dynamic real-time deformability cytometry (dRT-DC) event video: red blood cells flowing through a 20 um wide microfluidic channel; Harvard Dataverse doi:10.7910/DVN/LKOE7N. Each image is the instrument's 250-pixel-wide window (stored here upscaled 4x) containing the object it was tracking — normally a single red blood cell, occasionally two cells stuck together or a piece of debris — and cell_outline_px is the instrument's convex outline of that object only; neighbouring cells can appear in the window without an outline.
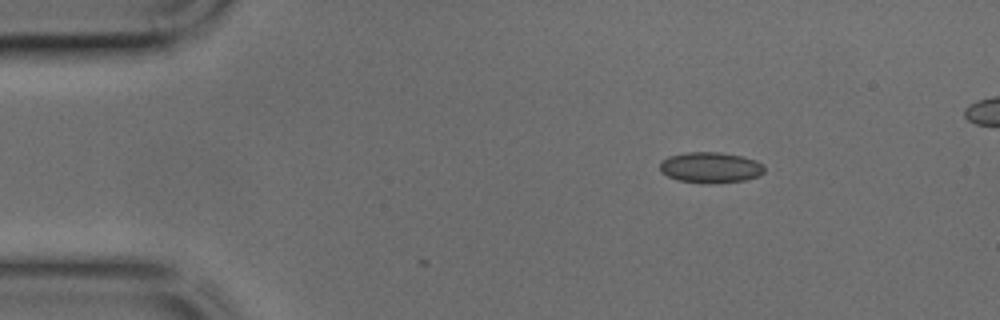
{"species": "common noctule bat (a hibernating species)", "species_latin": "Nyctalus noctula", "temperature_condition": "cold", "stored_images_in_passage": 6, "camera_frame_rate_fps": 3000, "um_per_image_px": 0.085, "animal": {"sex": "male", "body_mass_g": 17.9, "forearm_length_mm": 54.2}, "frame": {"image": 1, "passage_image": 6, "time_ms": 1.667, "image_size_px": [1000, 320], "cell_outline_px": [[764, 172], [760, 176], [744, 180], [704, 184], [680, 180], [668, 176], [660, 172], [660, 160], [668, 156], [684, 152], [720, 152], [740, 156], [756, 160], [764, 164]], "centroid_in_image_um": [60.38, 14.23], "position_along_channel_um": 24.6, "area_um2": 18.9}}